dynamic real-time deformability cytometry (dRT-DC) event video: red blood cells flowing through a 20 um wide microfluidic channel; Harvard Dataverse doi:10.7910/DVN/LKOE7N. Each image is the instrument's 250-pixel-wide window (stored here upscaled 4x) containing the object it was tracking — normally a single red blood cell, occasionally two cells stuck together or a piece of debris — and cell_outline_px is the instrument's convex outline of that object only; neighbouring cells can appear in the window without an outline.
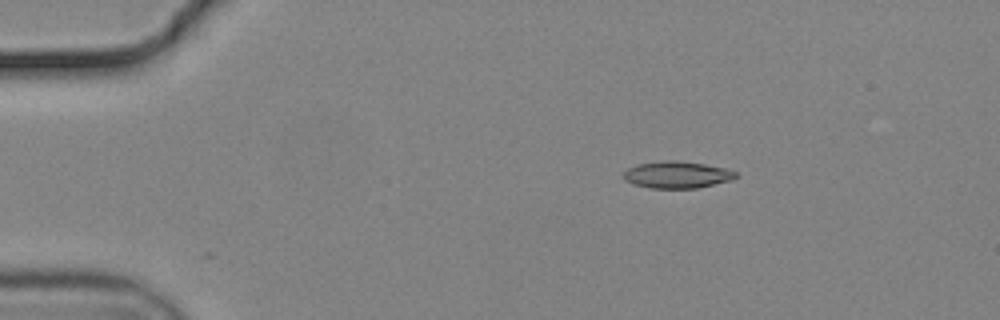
{"species": "common noctule bat (a hibernating species)", "species_latin": "Nyctalus noctula", "temperature_condition": "cold", "stored_images_in_passage": 10, "camera_frame_rate_fps": 3000, "um_per_image_px": 0.085, "animal": {"sex": "male", "body_mass_g": 19.2, "forearm_length_mm": 51.8}, "frame": {"image": 1, "passage_image": 1, "time_ms": 0.0, "image_size_px": [1000, 320], "cell_outline_px": [[740, 176], [732, 180], [696, 188], [648, 188], [632, 184], [624, 180], [624, 172], [628, 168], [636, 164], [664, 160], [676, 160], [704, 164], [724, 168], [736, 172]], "centroid_in_image_um": [57.53, 14.85], "position_along_channel_um": 27.5, "area_um2": 17.69}}
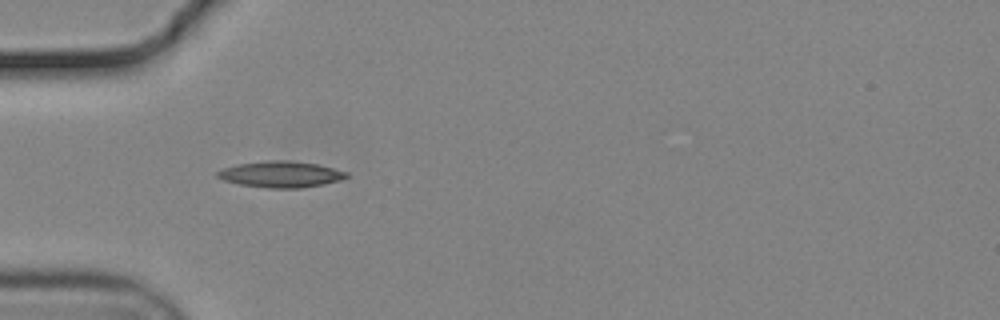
{"frame": {"image": 2, "passage_image": 9, "time_ms": 2.667, "image_size_px": [1000, 320], "cell_outline_px": [[348, 176], [340, 180], [324, 184], [300, 188], [268, 188], [240, 184], [224, 180], [216, 176], [216, 172], [224, 168], [236, 164], [264, 160], [288, 160], [316, 164], [348, 172]], "centroid_in_image_um": [23.85, 14.81], "position_along_channel_um": 61.2, "area_um2": 19.65}}